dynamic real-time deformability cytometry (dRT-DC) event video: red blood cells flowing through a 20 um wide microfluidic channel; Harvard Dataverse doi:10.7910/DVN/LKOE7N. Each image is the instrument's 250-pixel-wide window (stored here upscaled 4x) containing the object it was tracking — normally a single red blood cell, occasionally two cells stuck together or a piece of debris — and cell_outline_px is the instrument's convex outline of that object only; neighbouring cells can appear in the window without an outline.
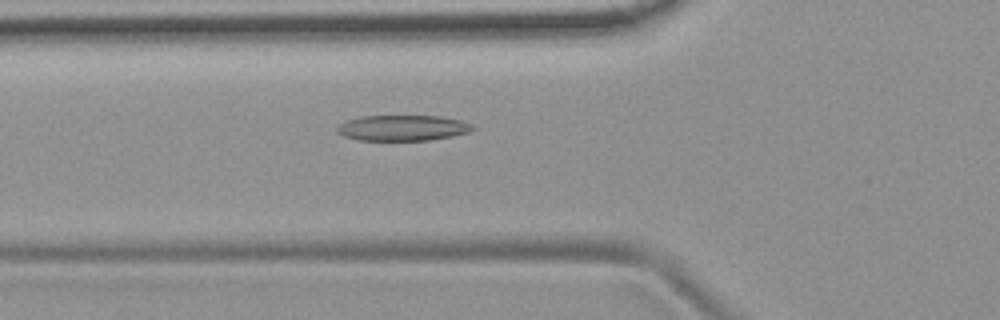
{"species": "common noctule bat (a hibernating species)", "species_latin": "Nyctalus noctula", "temperature_condition": "room temperature", "stored_images_in_passage": 44, "camera_frame_rate_fps": 3000, "um_per_image_px": 0.085, "animal": {"sex": "female", "body_mass_g": 19.9}, "frame": {"image": 1, "passage_image": 10, "time_ms": 3.0, "image_size_px": [1000, 320], "cell_outline_px": [[476, 128], [468, 132], [452, 136], [428, 140], [360, 140], [344, 136], [336, 132], [336, 128], [344, 120], [360, 116], [440, 116], [460, 120], [472, 124]], "centroid_in_image_um": [34.2, 10.86], "position_along_channel_um": 91.6, "area_um2": 20.29}}
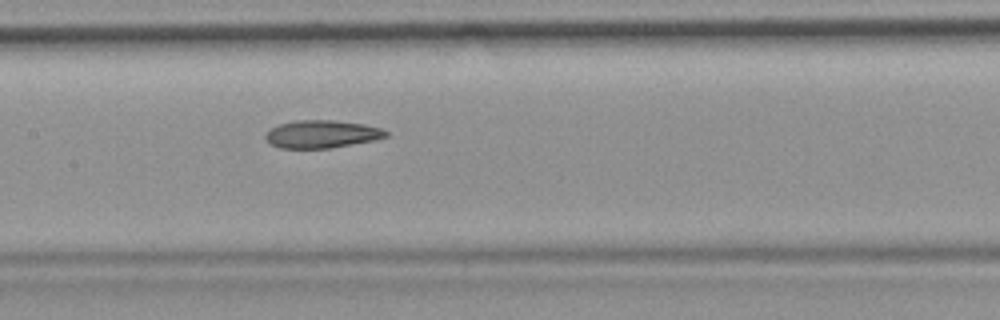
{"frame": {"image": 2, "passage_image": 17, "time_ms": 5.333, "image_size_px": [1000, 320], "cell_outline_px": [[388, 136], [372, 140], [328, 148], [280, 148], [272, 144], [264, 136], [272, 128], [280, 124], [296, 120], [336, 120], [364, 124], [380, 128], [388, 132]], "centroid_in_image_um": [27.35, 11.39], "position_along_channel_um": 180.0, "area_um2": 19.13}}
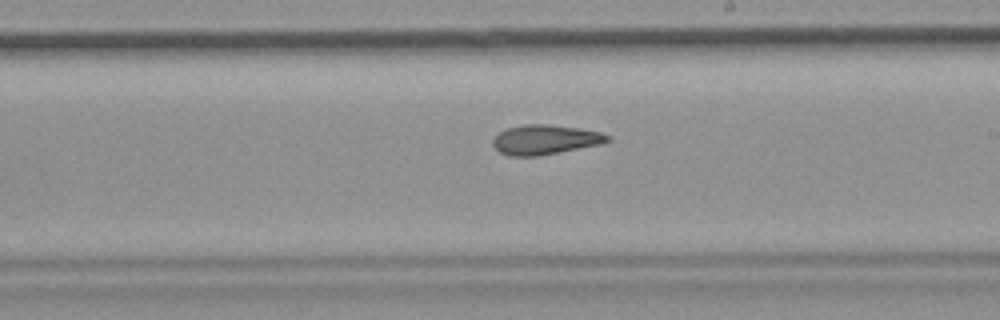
{"frame": {"image": 3, "passage_image": 22, "time_ms": 7.0, "image_size_px": [1000, 320], "cell_outline_px": [[612, 140], [604, 144], [536, 156], [508, 156], [500, 152], [492, 144], [492, 140], [500, 132], [508, 128], [524, 124], [548, 124], [580, 128], [600, 132], [612, 136]], "centroid_in_image_um": [46.39, 11.87], "position_along_channel_um": 242.6, "area_um2": 19.94}, "authors_computed_cell_mechanics": {"area_um2": 20.3167, "velocity_mm_per_s": 3.7779, "shape_relaxation_time_tau1_ms": null, "shape_relaxation_time_tau2_ms": 2.5882, "deformation_change_tau1": null, "deformation_change_tau2": 0.1009}}